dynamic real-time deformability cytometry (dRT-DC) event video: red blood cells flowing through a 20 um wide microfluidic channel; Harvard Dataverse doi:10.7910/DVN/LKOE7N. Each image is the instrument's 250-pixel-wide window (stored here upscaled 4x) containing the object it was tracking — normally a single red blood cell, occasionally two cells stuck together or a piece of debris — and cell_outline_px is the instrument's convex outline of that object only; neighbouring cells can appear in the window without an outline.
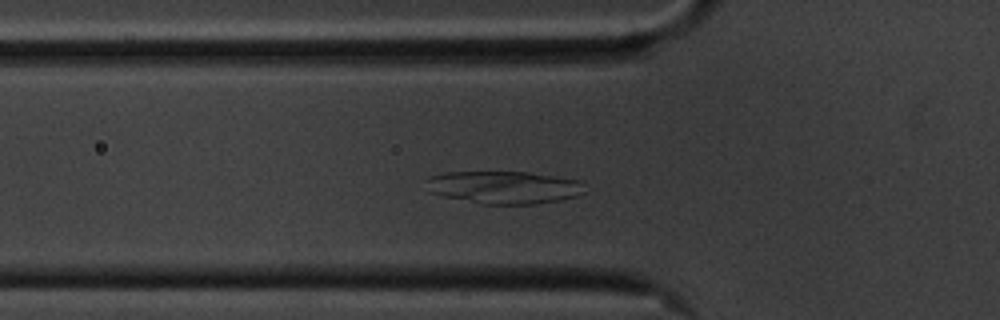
{"species": "common noctule bat (a hibernating species)", "species_latin": "Nyctalus noctula", "temperature_condition": "cold", "stored_images_in_passage": 53, "camera_frame_rate_fps": 3000, "um_per_image_px": 0.085, "animal": {"sex": "male", "body_mass_g": 20.1, "forearm_length_mm": 53.5}, "frame": {"image": 1, "passage_image": 15, "time_ms": 4.667, "image_size_px": [1000, 320], "cell_outline_px": [[588, 192], [576, 196], [560, 200], [532, 204], [484, 204], [444, 196], [428, 192], [424, 180], [428, 176], [444, 172], [528, 172], [584, 180]], "centroid_in_image_um": [42.88, 15.91], "position_along_channel_um": 82.9, "area_um2": 30.69}}
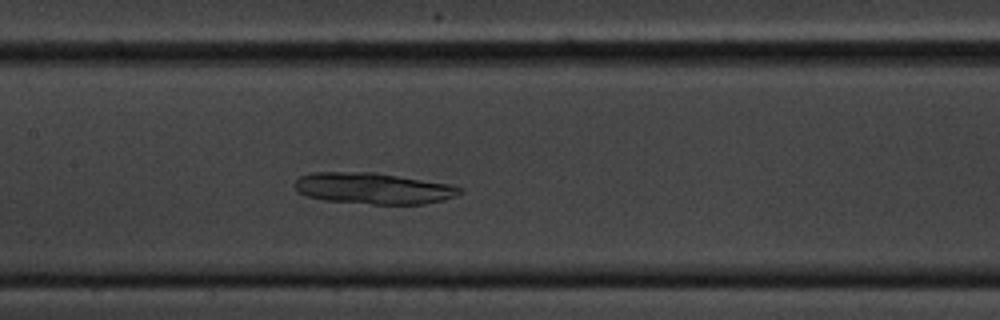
{"frame": {"image": 2, "passage_image": 23, "time_ms": 7.333, "image_size_px": [1000, 320], "cell_outline_px": [[464, 192], [456, 196], [444, 200], [424, 204], [372, 204], [324, 200], [308, 196], [296, 192], [292, 184], [300, 176], [312, 172], [376, 172], [452, 184], [460, 188]], "centroid_in_image_um": [31.73, 16.0], "position_along_channel_um": 175.7, "area_um2": 30.4}}
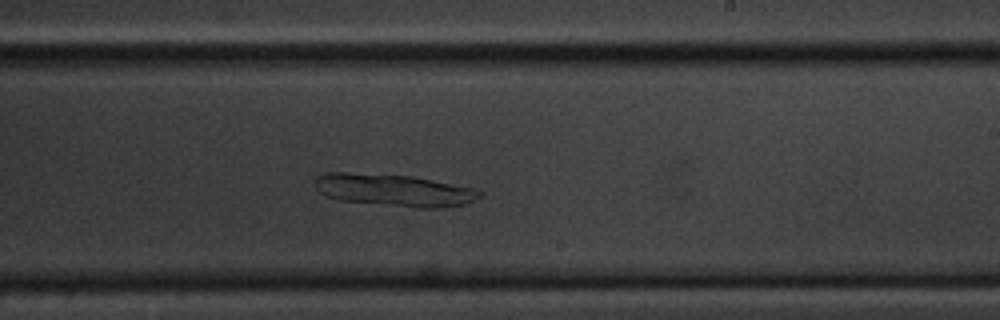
{"frame": {"image": 3, "passage_image": 30, "time_ms": 9.667, "image_size_px": [1000, 320], "cell_outline_px": [[480, 196], [464, 204], [440, 208], [416, 208], [340, 200], [324, 196], [316, 188], [316, 176], [324, 172], [348, 172], [412, 176], [472, 188], [480, 192]], "centroid_in_image_um": [33.41, 16.16], "position_along_channel_um": 255.6, "area_um2": 30.69}}